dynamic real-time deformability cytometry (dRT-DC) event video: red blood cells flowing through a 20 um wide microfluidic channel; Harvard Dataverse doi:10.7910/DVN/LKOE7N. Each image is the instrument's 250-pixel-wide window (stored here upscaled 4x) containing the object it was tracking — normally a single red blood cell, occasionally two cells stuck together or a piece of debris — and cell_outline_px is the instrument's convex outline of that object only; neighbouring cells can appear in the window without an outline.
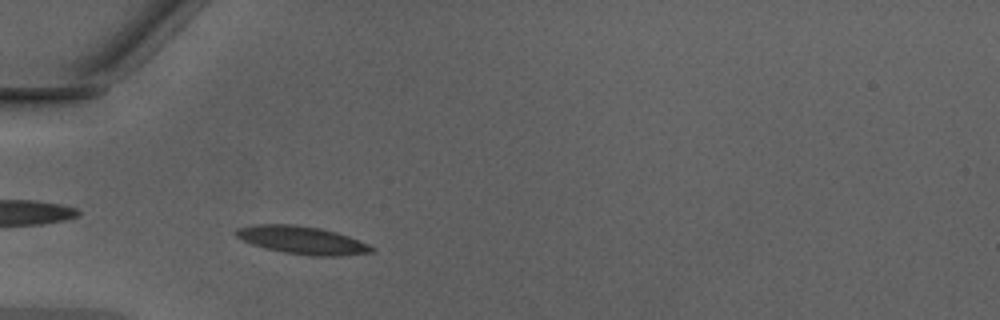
{"species": "Egyptian fruit bat (a non-hibernating species)", "species_latin": "Rousettus aegyptiacus", "temperature_condition": "warm", "stored_images_in_passage": 35, "camera_frame_rate_fps": 3000, "um_per_image_px": 0.085, "animal": {"sex": "male"}, "frame": {"image": 1, "passage_image": 5, "time_ms": 1.333, "image_size_px": [1000, 320], "cell_outline_px": [[376, 252], [340, 256], [312, 256], [284, 252], [252, 244], [236, 236], [232, 232], [236, 228], [252, 224], [292, 224], [320, 228], [336, 232], [348, 236], [368, 244], [376, 248]], "centroid_in_image_um": [25.69, 20.41], "position_along_channel_um": 59.3, "area_um2": 22.08}}
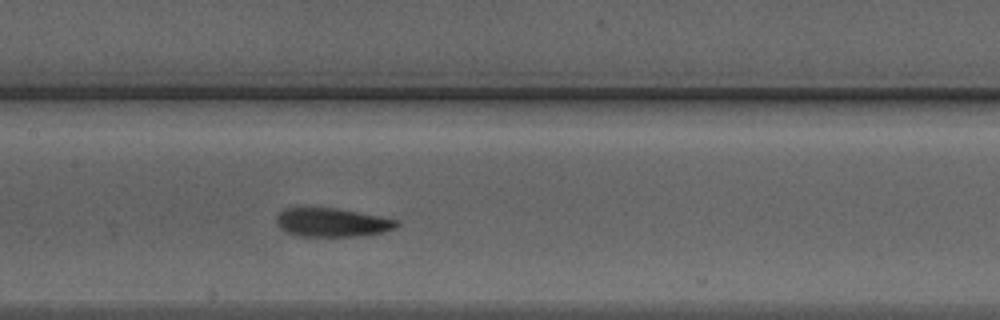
{"frame": {"image": 2, "passage_image": 14, "time_ms": 4.333, "image_size_px": [1000, 320], "cell_outline_px": [[400, 224], [396, 228], [380, 232], [356, 236], [300, 236], [288, 232], [280, 228], [276, 224], [276, 216], [284, 208], [336, 208], [380, 216], [396, 220]], "centroid_in_image_um": [28.2, 18.9], "position_along_channel_um": 179.2, "area_um2": 19.88}}
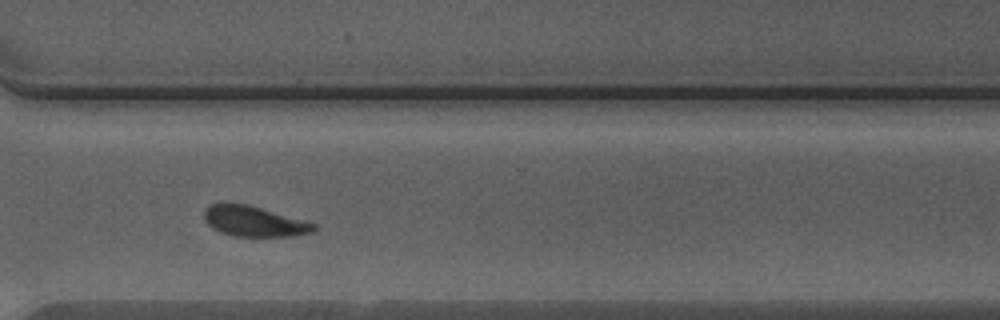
{"frame": {"image": 3, "passage_image": 26, "time_ms": 8.333, "image_size_px": [1000, 320], "cell_outline_px": [[316, 228], [312, 232], [292, 236], [232, 236], [220, 232], [212, 228], [204, 220], [204, 208], [208, 204], [248, 204], [304, 220], [316, 224]], "centroid_in_image_um": [21.57, 18.81], "position_along_channel_um": 349.0, "area_um2": 19.36}, "authors_computed_cell_mechanics": {"area_um2": 20.0566, "velocity_mm_per_s": 4.2485, "shape_relaxation_time_tau1_ms": 4.2342, "shape_relaxation_time_tau2_ms": 2.0343, "deformation_change_tau1": 0.1279, "deformation_change_tau2": 0.0746}}